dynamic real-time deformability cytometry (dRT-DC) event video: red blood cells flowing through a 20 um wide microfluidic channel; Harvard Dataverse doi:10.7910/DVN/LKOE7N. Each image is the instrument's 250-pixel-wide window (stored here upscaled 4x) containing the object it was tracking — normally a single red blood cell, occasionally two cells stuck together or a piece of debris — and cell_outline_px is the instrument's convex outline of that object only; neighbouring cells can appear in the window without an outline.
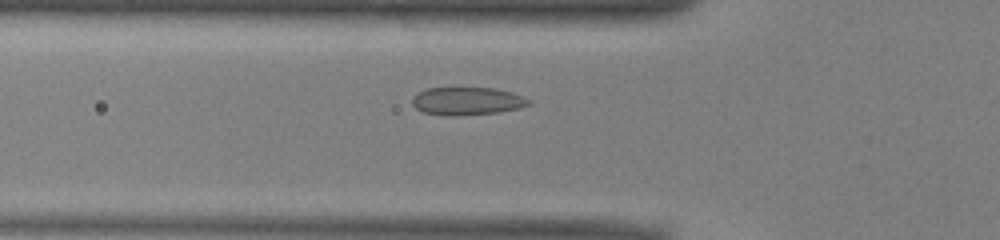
{"species": "common noctule bat (a hibernating species)", "species_latin": "Nyctalus noctula", "temperature_condition": "warm", "stored_images_in_passage": 31, "camera_frame_rate_fps": 3000, "um_per_image_px": 0.085, "animal": {"sex": "male", "body_mass_g": 13.0, "forearm_length_mm": 53.1}, "frame": {"image": 1, "passage_image": 7, "time_ms": 2.0, "image_size_px": [1000, 240], "cell_outline_px": [[532, 104], [520, 108], [500, 112], [456, 116], [448, 116], [424, 112], [416, 108], [412, 104], [412, 96], [416, 92], [428, 88], [492, 88], [512, 92], [524, 96], [532, 100]], "centroid_in_image_um": [39.73, 8.59], "position_along_channel_um": 86.1, "area_um2": 19.19}}
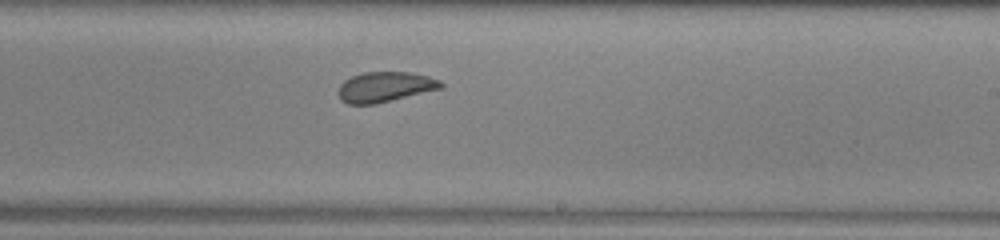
{"frame": {"image": 2, "passage_image": 20, "time_ms": 6.333, "image_size_px": [1000, 240], "cell_outline_px": [[444, 88], [376, 104], [348, 104], [340, 100], [340, 84], [344, 80], [352, 76], [364, 72], [412, 72], [428, 76], [440, 80], [444, 84]], "centroid_in_image_um": [32.77, 7.39], "position_along_channel_um": 256.2, "area_um2": 18.15}}
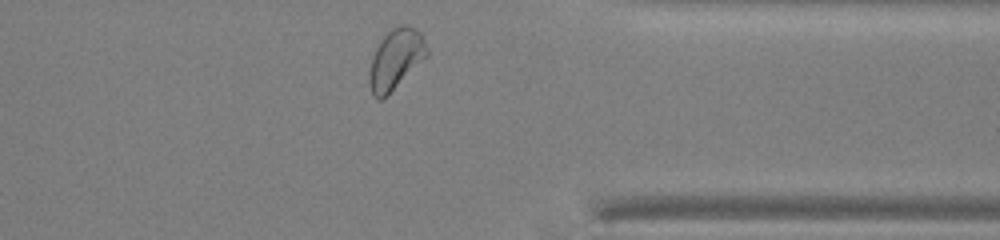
{"frame": {"image": 3, "passage_image": 30, "time_ms": 9.667, "image_size_px": [1000, 240], "cell_outline_px": [[428, 56], [388, 96], [380, 100], [376, 100], [372, 96], [368, 84], [368, 72], [372, 56], [376, 48], [384, 36], [392, 28], [400, 24], [408, 24], [416, 28], [420, 32], [428, 48]], "centroid_in_image_um": [33.62, 5.07], "position_along_channel_um": 377.8, "area_um2": 20.75}, "authors_computed_cell_mechanics": {"area_um2": 18.5538, "velocity_mm_per_s": 3.928, "shape_relaxation_time_tau1_ms": 4.6307, "shape_relaxation_time_tau2_ms": 0.7695, "deformation_change_tau1": 0.0945, "deformation_change_tau2": 0.0512}}